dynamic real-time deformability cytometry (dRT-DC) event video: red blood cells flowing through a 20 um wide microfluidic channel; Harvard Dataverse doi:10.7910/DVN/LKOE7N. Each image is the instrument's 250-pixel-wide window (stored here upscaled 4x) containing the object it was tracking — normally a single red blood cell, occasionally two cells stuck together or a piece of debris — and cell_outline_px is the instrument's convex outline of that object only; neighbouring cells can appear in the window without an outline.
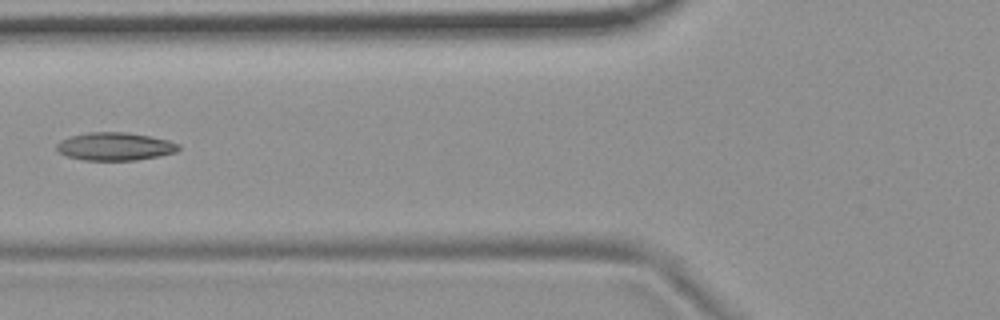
{"species": "common noctule bat (a hibernating species)", "species_latin": "Nyctalus noctula", "temperature_condition": "room temperature", "stored_images_in_passage": 7, "camera_frame_rate_fps": 3000, "um_per_image_px": 0.085, "animal": {"sex": "female", "body_mass_g": 19.9}, "frame": {"image": 1, "passage_image": 7, "time_ms": 2.0, "image_size_px": [1000, 320], "cell_outline_px": [[180, 148], [176, 152], [160, 156], [136, 160], [84, 160], [68, 156], [60, 152], [56, 148], [56, 144], [60, 140], [72, 136], [88, 132], [128, 132], [168, 140], [180, 144]], "centroid_in_image_um": [9.79, 12.45], "position_along_channel_um": 116.0, "area_um2": 19.83}}